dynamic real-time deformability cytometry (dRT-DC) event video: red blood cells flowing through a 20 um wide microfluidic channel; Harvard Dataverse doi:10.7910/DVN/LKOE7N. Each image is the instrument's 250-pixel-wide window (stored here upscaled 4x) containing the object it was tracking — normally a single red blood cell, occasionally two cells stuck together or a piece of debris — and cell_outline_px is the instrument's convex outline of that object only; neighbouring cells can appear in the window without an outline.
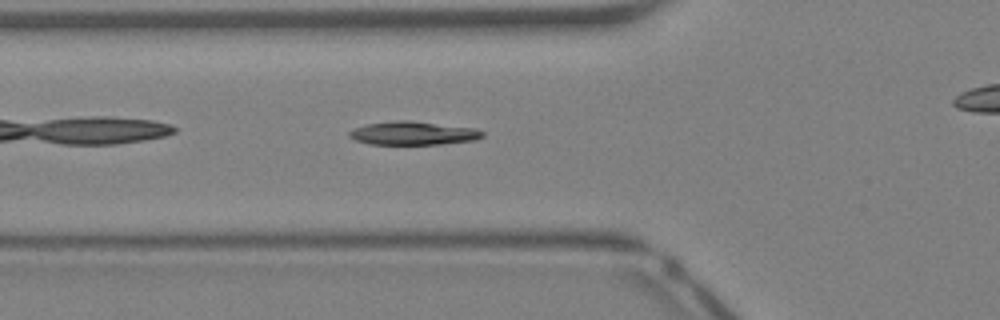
{"species": "Egyptian fruit bat (a non-hibernating species)", "species_latin": "Rousettus aegyptiacus", "temperature_condition": "warm", "stored_images_in_passage": 24, "camera_frame_rate_fps": 3000, "um_per_image_px": 0.085, "animal": {"sex": "female"}, "frame": {"image": 1, "passage_image": 2, "time_ms": 0.333, "image_size_px": [1000, 320], "cell_outline_px": [[484, 136], [476, 140], [440, 144], [368, 144], [356, 140], [348, 136], [348, 132], [356, 128], [368, 124], [400, 120], [404, 120], [476, 128], [484, 132]], "centroid_in_image_um": [35.15, 11.33], "position_along_channel_um": 90.7, "area_um2": 17.98}}
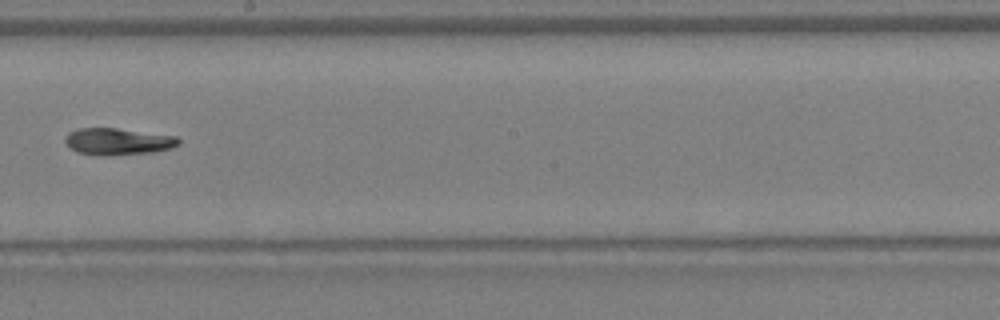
{"frame": {"image": 2, "passage_image": 11, "time_ms": 3.333, "image_size_px": [1000, 320], "cell_outline_px": [[180, 144], [172, 148], [156, 152], [104, 156], [96, 156], [76, 152], [64, 140], [68, 132], [80, 128], [116, 128], [176, 136], [180, 140]], "centroid_in_image_um": [10.04, 12.04], "position_along_channel_um": 238.2, "area_um2": 17.86}}
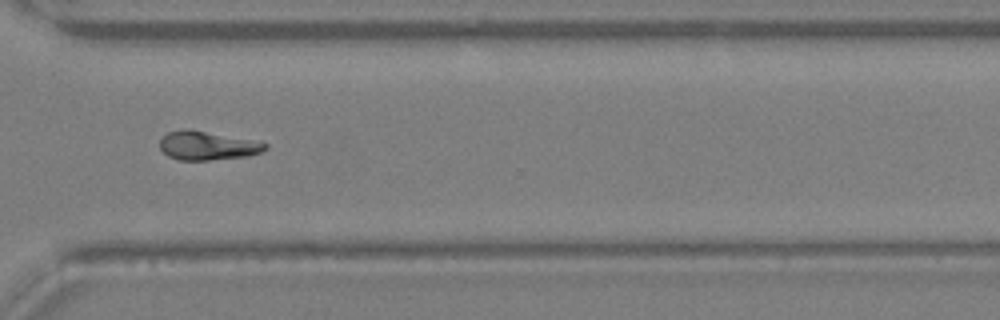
{"frame": {"image": 3, "passage_image": 18, "time_ms": 5.667, "image_size_px": [1000, 320], "cell_outline_px": [[268, 148], [260, 152], [248, 156], [208, 160], [176, 160], [168, 156], [160, 148], [160, 140], [168, 132], [184, 128], [256, 140], [268, 144]], "centroid_in_image_um": [17.63, 12.38], "position_along_channel_um": 353.0, "area_um2": 17.69}}